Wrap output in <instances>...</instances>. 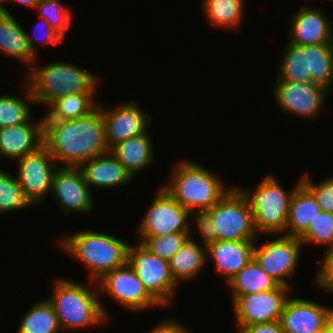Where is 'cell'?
I'll return each instance as SVG.
<instances>
[{
    "label": "cell",
    "mask_w": 333,
    "mask_h": 333,
    "mask_svg": "<svg viewBox=\"0 0 333 333\" xmlns=\"http://www.w3.org/2000/svg\"><path fill=\"white\" fill-rule=\"evenodd\" d=\"M15 175L24 195L35 207L43 204L52 189V179L59 167L43 144L37 150L18 159Z\"/></svg>",
    "instance_id": "obj_13"
},
{
    "label": "cell",
    "mask_w": 333,
    "mask_h": 333,
    "mask_svg": "<svg viewBox=\"0 0 333 333\" xmlns=\"http://www.w3.org/2000/svg\"><path fill=\"white\" fill-rule=\"evenodd\" d=\"M302 48L307 52L308 70L312 83L331 92L333 88V44H314Z\"/></svg>",
    "instance_id": "obj_31"
},
{
    "label": "cell",
    "mask_w": 333,
    "mask_h": 333,
    "mask_svg": "<svg viewBox=\"0 0 333 333\" xmlns=\"http://www.w3.org/2000/svg\"><path fill=\"white\" fill-rule=\"evenodd\" d=\"M179 321L174 316L166 317L150 328L151 330H148V333H190V329Z\"/></svg>",
    "instance_id": "obj_40"
},
{
    "label": "cell",
    "mask_w": 333,
    "mask_h": 333,
    "mask_svg": "<svg viewBox=\"0 0 333 333\" xmlns=\"http://www.w3.org/2000/svg\"><path fill=\"white\" fill-rule=\"evenodd\" d=\"M102 297L117 303L121 308L139 313L164 307L148 292L133 268L125 265L107 272L98 282ZM105 294V295H104Z\"/></svg>",
    "instance_id": "obj_11"
},
{
    "label": "cell",
    "mask_w": 333,
    "mask_h": 333,
    "mask_svg": "<svg viewBox=\"0 0 333 333\" xmlns=\"http://www.w3.org/2000/svg\"><path fill=\"white\" fill-rule=\"evenodd\" d=\"M276 177L267 173L253 189L238 187L249 201L258 236L284 235L292 195L301 185L298 178L292 189L287 190Z\"/></svg>",
    "instance_id": "obj_7"
},
{
    "label": "cell",
    "mask_w": 333,
    "mask_h": 333,
    "mask_svg": "<svg viewBox=\"0 0 333 333\" xmlns=\"http://www.w3.org/2000/svg\"><path fill=\"white\" fill-rule=\"evenodd\" d=\"M20 88L22 94H0V128L10 127L28 122L33 115L31 105L34 104V97L28 84L22 79Z\"/></svg>",
    "instance_id": "obj_29"
},
{
    "label": "cell",
    "mask_w": 333,
    "mask_h": 333,
    "mask_svg": "<svg viewBox=\"0 0 333 333\" xmlns=\"http://www.w3.org/2000/svg\"><path fill=\"white\" fill-rule=\"evenodd\" d=\"M301 184L315 197L321 211L333 213V177L330 175L322 181H313L308 172L301 175Z\"/></svg>",
    "instance_id": "obj_37"
},
{
    "label": "cell",
    "mask_w": 333,
    "mask_h": 333,
    "mask_svg": "<svg viewBox=\"0 0 333 333\" xmlns=\"http://www.w3.org/2000/svg\"><path fill=\"white\" fill-rule=\"evenodd\" d=\"M122 103L111 106L112 108L105 102L101 103V100L98 103L102 110L105 141L109 149L118 142L144 134L152 126L153 115L140 108L136 99L131 98Z\"/></svg>",
    "instance_id": "obj_15"
},
{
    "label": "cell",
    "mask_w": 333,
    "mask_h": 333,
    "mask_svg": "<svg viewBox=\"0 0 333 333\" xmlns=\"http://www.w3.org/2000/svg\"><path fill=\"white\" fill-rule=\"evenodd\" d=\"M0 128V161L3 158L17 161L43 145L44 118Z\"/></svg>",
    "instance_id": "obj_20"
},
{
    "label": "cell",
    "mask_w": 333,
    "mask_h": 333,
    "mask_svg": "<svg viewBox=\"0 0 333 333\" xmlns=\"http://www.w3.org/2000/svg\"><path fill=\"white\" fill-rule=\"evenodd\" d=\"M332 310L333 306L290 295L279 322L285 333H323Z\"/></svg>",
    "instance_id": "obj_18"
},
{
    "label": "cell",
    "mask_w": 333,
    "mask_h": 333,
    "mask_svg": "<svg viewBox=\"0 0 333 333\" xmlns=\"http://www.w3.org/2000/svg\"><path fill=\"white\" fill-rule=\"evenodd\" d=\"M196 238L192 235L169 261L171 276L179 286L194 281L207 268L205 241Z\"/></svg>",
    "instance_id": "obj_23"
},
{
    "label": "cell",
    "mask_w": 333,
    "mask_h": 333,
    "mask_svg": "<svg viewBox=\"0 0 333 333\" xmlns=\"http://www.w3.org/2000/svg\"><path fill=\"white\" fill-rule=\"evenodd\" d=\"M237 333H285L279 321L236 327Z\"/></svg>",
    "instance_id": "obj_41"
},
{
    "label": "cell",
    "mask_w": 333,
    "mask_h": 333,
    "mask_svg": "<svg viewBox=\"0 0 333 333\" xmlns=\"http://www.w3.org/2000/svg\"><path fill=\"white\" fill-rule=\"evenodd\" d=\"M18 2V4H22V6H24V7H28L30 10L31 9H34L35 10V8H36V5H37V3H38V0H10V3L11 2Z\"/></svg>",
    "instance_id": "obj_42"
},
{
    "label": "cell",
    "mask_w": 333,
    "mask_h": 333,
    "mask_svg": "<svg viewBox=\"0 0 333 333\" xmlns=\"http://www.w3.org/2000/svg\"><path fill=\"white\" fill-rule=\"evenodd\" d=\"M39 18L40 19L37 20V22H39L35 23L36 27H33L34 30H32V34L28 33V31L26 33L29 47L36 57L39 56V47H37L36 44L45 46V44L59 45V43L64 42V39L50 26L46 19L42 17Z\"/></svg>",
    "instance_id": "obj_38"
},
{
    "label": "cell",
    "mask_w": 333,
    "mask_h": 333,
    "mask_svg": "<svg viewBox=\"0 0 333 333\" xmlns=\"http://www.w3.org/2000/svg\"><path fill=\"white\" fill-rule=\"evenodd\" d=\"M229 287L231 304L240 296L265 292L277 288L279 284L265 273L253 258L227 284Z\"/></svg>",
    "instance_id": "obj_27"
},
{
    "label": "cell",
    "mask_w": 333,
    "mask_h": 333,
    "mask_svg": "<svg viewBox=\"0 0 333 333\" xmlns=\"http://www.w3.org/2000/svg\"><path fill=\"white\" fill-rule=\"evenodd\" d=\"M127 263L133 268L148 292L165 308L170 307L179 285L170 273L169 261L159 258L141 242L130 244Z\"/></svg>",
    "instance_id": "obj_10"
},
{
    "label": "cell",
    "mask_w": 333,
    "mask_h": 333,
    "mask_svg": "<svg viewBox=\"0 0 333 333\" xmlns=\"http://www.w3.org/2000/svg\"><path fill=\"white\" fill-rule=\"evenodd\" d=\"M37 61L21 76L31 90L35 105L48 107L64 95L100 92L99 75L88 68L60 60L38 66Z\"/></svg>",
    "instance_id": "obj_5"
},
{
    "label": "cell",
    "mask_w": 333,
    "mask_h": 333,
    "mask_svg": "<svg viewBox=\"0 0 333 333\" xmlns=\"http://www.w3.org/2000/svg\"><path fill=\"white\" fill-rule=\"evenodd\" d=\"M192 234V232H182L158 237H137V241L141 242L154 255L170 261Z\"/></svg>",
    "instance_id": "obj_36"
},
{
    "label": "cell",
    "mask_w": 333,
    "mask_h": 333,
    "mask_svg": "<svg viewBox=\"0 0 333 333\" xmlns=\"http://www.w3.org/2000/svg\"><path fill=\"white\" fill-rule=\"evenodd\" d=\"M260 246L258 242L261 236L255 241L253 258L262 270L272 277L279 285L292 288L291 278L299 267L303 243L299 237L285 235H274Z\"/></svg>",
    "instance_id": "obj_9"
},
{
    "label": "cell",
    "mask_w": 333,
    "mask_h": 333,
    "mask_svg": "<svg viewBox=\"0 0 333 333\" xmlns=\"http://www.w3.org/2000/svg\"><path fill=\"white\" fill-rule=\"evenodd\" d=\"M152 142L148 129L142 135L133 136L118 142L109 151L135 179L156 160L154 157V153H156L154 152L155 146H153L154 143Z\"/></svg>",
    "instance_id": "obj_22"
},
{
    "label": "cell",
    "mask_w": 333,
    "mask_h": 333,
    "mask_svg": "<svg viewBox=\"0 0 333 333\" xmlns=\"http://www.w3.org/2000/svg\"><path fill=\"white\" fill-rule=\"evenodd\" d=\"M11 12H0V53L27 66V70L39 57H36L28 44L27 31Z\"/></svg>",
    "instance_id": "obj_24"
},
{
    "label": "cell",
    "mask_w": 333,
    "mask_h": 333,
    "mask_svg": "<svg viewBox=\"0 0 333 333\" xmlns=\"http://www.w3.org/2000/svg\"><path fill=\"white\" fill-rule=\"evenodd\" d=\"M319 261L313 282L316 288L321 289L320 292L333 295V249L323 252Z\"/></svg>",
    "instance_id": "obj_39"
},
{
    "label": "cell",
    "mask_w": 333,
    "mask_h": 333,
    "mask_svg": "<svg viewBox=\"0 0 333 333\" xmlns=\"http://www.w3.org/2000/svg\"><path fill=\"white\" fill-rule=\"evenodd\" d=\"M193 230L204 241L258 238L249 201L238 186H233L211 209L198 214Z\"/></svg>",
    "instance_id": "obj_6"
},
{
    "label": "cell",
    "mask_w": 333,
    "mask_h": 333,
    "mask_svg": "<svg viewBox=\"0 0 333 333\" xmlns=\"http://www.w3.org/2000/svg\"><path fill=\"white\" fill-rule=\"evenodd\" d=\"M87 283L68 279V276L53 280L52 292L46 298L54 307L63 333L102 328L111 320V313L101 301L97 282L88 280Z\"/></svg>",
    "instance_id": "obj_2"
},
{
    "label": "cell",
    "mask_w": 333,
    "mask_h": 333,
    "mask_svg": "<svg viewBox=\"0 0 333 333\" xmlns=\"http://www.w3.org/2000/svg\"><path fill=\"white\" fill-rule=\"evenodd\" d=\"M78 168L91 191L93 188L104 191V189L126 187L135 181L110 151L81 163Z\"/></svg>",
    "instance_id": "obj_21"
},
{
    "label": "cell",
    "mask_w": 333,
    "mask_h": 333,
    "mask_svg": "<svg viewBox=\"0 0 333 333\" xmlns=\"http://www.w3.org/2000/svg\"><path fill=\"white\" fill-rule=\"evenodd\" d=\"M10 3V0H0V12H6L9 13L8 8L6 7L5 3Z\"/></svg>",
    "instance_id": "obj_44"
},
{
    "label": "cell",
    "mask_w": 333,
    "mask_h": 333,
    "mask_svg": "<svg viewBox=\"0 0 333 333\" xmlns=\"http://www.w3.org/2000/svg\"><path fill=\"white\" fill-rule=\"evenodd\" d=\"M63 4L62 0H38L36 10L38 17L48 21L50 26L63 38H66L67 31L73 24L74 14L71 8Z\"/></svg>",
    "instance_id": "obj_34"
},
{
    "label": "cell",
    "mask_w": 333,
    "mask_h": 333,
    "mask_svg": "<svg viewBox=\"0 0 333 333\" xmlns=\"http://www.w3.org/2000/svg\"><path fill=\"white\" fill-rule=\"evenodd\" d=\"M290 291V287L279 285L265 292L240 295L231 304L236 327L279 321L287 298L293 294Z\"/></svg>",
    "instance_id": "obj_16"
},
{
    "label": "cell",
    "mask_w": 333,
    "mask_h": 333,
    "mask_svg": "<svg viewBox=\"0 0 333 333\" xmlns=\"http://www.w3.org/2000/svg\"><path fill=\"white\" fill-rule=\"evenodd\" d=\"M272 88L280 113L291 114L310 122L320 117L330 92L324 87L307 82L275 80Z\"/></svg>",
    "instance_id": "obj_12"
},
{
    "label": "cell",
    "mask_w": 333,
    "mask_h": 333,
    "mask_svg": "<svg viewBox=\"0 0 333 333\" xmlns=\"http://www.w3.org/2000/svg\"><path fill=\"white\" fill-rule=\"evenodd\" d=\"M324 333H333V310L326 321Z\"/></svg>",
    "instance_id": "obj_43"
},
{
    "label": "cell",
    "mask_w": 333,
    "mask_h": 333,
    "mask_svg": "<svg viewBox=\"0 0 333 333\" xmlns=\"http://www.w3.org/2000/svg\"><path fill=\"white\" fill-rule=\"evenodd\" d=\"M246 0H202V16L216 30L238 32L244 22ZM243 21V22H242Z\"/></svg>",
    "instance_id": "obj_25"
},
{
    "label": "cell",
    "mask_w": 333,
    "mask_h": 333,
    "mask_svg": "<svg viewBox=\"0 0 333 333\" xmlns=\"http://www.w3.org/2000/svg\"><path fill=\"white\" fill-rule=\"evenodd\" d=\"M303 246L325 247L323 252L333 249V213L321 211L308 229L299 237ZM312 244V245H311Z\"/></svg>",
    "instance_id": "obj_35"
},
{
    "label": "cell",
    "mask_w": 333,
    "mask_h": 333,
    "mask_svg": "<svg viewBox=\"0 0 333 333\" xmlns=\"http://www.w3.org/2000/svg\"><path fill=\"white\" fill-rule=\"evenodd\" d=\"M57 243L62 253L75 259L87 270L86 280L98 282L107 272L127 263L131 242L115 234L84 229L60 237Z\"/></svg>",
    "instance_id": "obj_4"
},
{
    "label": "cell",
    "mask_w": 333,
    "mask_h": 333,
    "mask_svg": "<svg viewBox=\"0 0 333 333\" xmlns=\"http://www.w3.org/2000/svg\"><path fill=\"white\" fill-rule=\"evenodd\" d=\"M207 265L213 263L214 272L227 284L252 259L255 241H205Z\"/></svg>",
    "instance_id": "obj_19"
},
{
    "label": "cell",
    "mask_w": 333,
    "mask_h": 333,
    "mask_svg": "<svg viewBox=\"0 0 333 333\" xmlns=\"http://www.w3.org/2000/svg\"><path fill=\"white\" fill-rule=\"evenodd\" d=\"M174 164L170 178L161 186L194 217L211 209L234 186L227 185L215 170L189 158Z\"/></svg>",
    "instance_id": "obj_3"
},
{
    "label": "cell",
    "mask_w": 333,
    "mask_h": 333,
    "mask_svg": "<svg viewBox=\"0 0 333 333\" xmlns=\"http://www.w3.org/2000/svg\"><path fill=\"white\" fill-rule=\"evenodd\" d=\"M50 196L64 216L90 215L95 210V197L78 167L59 166L56 169Z\"/></svg>",
    "instance_id": "obj_14"
},
{
    "label": "cell",
    "mask_w": 333,
    "mask_h": 333,
    "mask_svg": "<svg viewBox=\"0 0 333 333\" xmlns=\"http://www.w3.org/2000/svg\"><path fill=\"white\" fill-rule=\"evenodd\" d=\"M23 315L16 333H62L54 307L46 297L31 304Z\"/></svg>",
    "instance_id": "obj_30"
},
{
    "label": "cell",
    "mask_w": 333,
    "mask_h": 333,
    "mask_svg": "<svg viewBox=\"0 0 333 333\" xmlns=\"http://www.w3.org/2000/svg\"><path fill=\"white\" fill-rule=\"evenodd\" d=\"M138 225V237H158L193 232L195 217L160 185Z\"/></svg>",
    "instance_id": "obj_8"
},
{
    "label": "cell",
    "mask_w": 333,
    "mask_h": 333,
    "mask_svg": "<svg viewBox=\"0 0 333 333\" xmlns=\"http://www.w3.org/2000/svg\"><path fill=\"white\" fill-rule=\"evenodd\" d=\"M274 80L312 83L308 70L307 52L301 46L284 42Z\"/></svg>",
    "instance_id": "obj_32"
},
{
    "label": "cell",
    "mask_w": 333,
    "mask_h": 333,
    "mask_svg": "<svg viewBox=\"0 0 333 333\" xmlns=\"http://www.w3.org/2000/svg\"><path fill=\"white\" fill-rule=\"evenodd\" d=\"M28 207L35 208L24 195L15 173L0 169V214L16 213Z\"/></svg>",
    "instance_id": "obj_33"
},
{
    "label": "cell",
    "mask_w": 333,
    "mask_h": 333,
    "mask_svg": "<svg viewBox=\"0 0 333 333\" xmlns=\"http://www.w3.org/2000/svg\"><path fill=\"white\" fill-rule=\"evenodd\" d=\"M320 212L315 197L301 184L292 195L284 235L300 237Z\"/></svg>",
    "instance_id": "obj_26"
},
{
    "label": "cell",
    "mask_w": 333,
    "mask_h": 333,
    "mask_svg": "<svg viewBox=\"0 0 333 333\" xmlns=\"http://www.w3.org/2000/svg\"><path fill=\"white\" fill-rule=\"evenodd\" d=\"M316 6V7H315ZM300 5L290 19L287 31L290 42L297 46L333 44V21L317 5Z\"/></svg>",
    "instance_id": "obj_17"
},
{
    "label": "cell",
    "mask_w": 333,
    "mask_h": 333,
    "mask_svg": "<svg viewBox=\"0 0 333 333\" xmlns=\"http://www.w3.org/2000/svg\"><path fill=\"white\" fill-rule=\"evenodd\" d=\"M43 144L59 166L78 167L109 152L101 108L77 119L44 120Z\"/></svg>",
    "instance_id": "obj_1"
},
{
    "label": "cell",
    "mask_w": 333,
    "mask_h": 333,
    "mask_svg": "<svg viewBox=\"0 0 333 333\" xmlns=\"http://www.w3.org/2000/svg\"><path fill=\"white\" fill-rule=\"evenodd\" d=\"M98 93H75L53 101L43 115L44 120H72L92 112L99 103Z\"/></svg>",
    "instance_id": "obj_28"
}]
</instances>
